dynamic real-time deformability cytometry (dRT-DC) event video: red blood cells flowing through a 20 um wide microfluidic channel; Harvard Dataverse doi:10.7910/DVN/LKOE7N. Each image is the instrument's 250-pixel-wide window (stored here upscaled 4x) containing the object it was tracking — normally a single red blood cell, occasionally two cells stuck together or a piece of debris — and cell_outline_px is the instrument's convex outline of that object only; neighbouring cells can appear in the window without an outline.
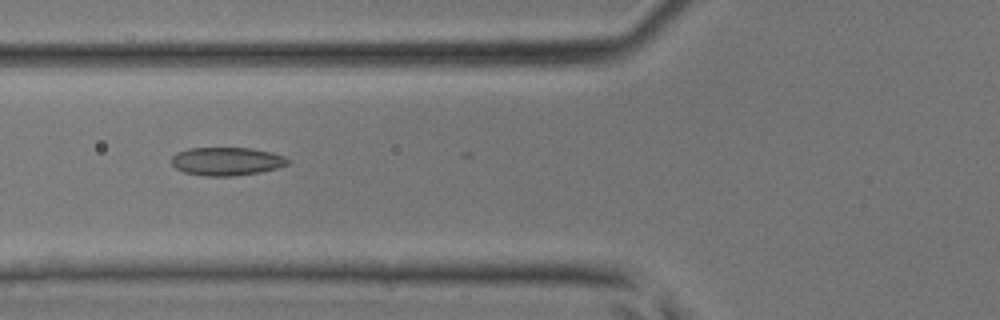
{"species": "common noctule bat (a hibernating species)", "species_latin": "Nyctalus noctula", "temperature_condition": "room temperature", "stored_images_in_passage": 36, "camera_frame_rate_fps": 3000, "um_per_image_px": 0.085, "animal": {"sex": "male", "body_mass_g": 17.9, "forearm_length_mm": 54.2}, "frame": {"image": 1, "passage_image": 17, "time_ms": 5.333, "image_size_px": [1000, 320], "cell_outline_px": [[292, 160], [288, 164], [276, 168], [260, 172], [236, 176], [204, 176], [184, 172], [176, 168], [172, 164], [172, 156], [176, 152], [188, 148], [252, 148], [272, 152], [284, 156]], "centroid_in_image_um": [19.28, 13.71], "position_along_channel_um": 106.5, "area_um2": 19.31}}
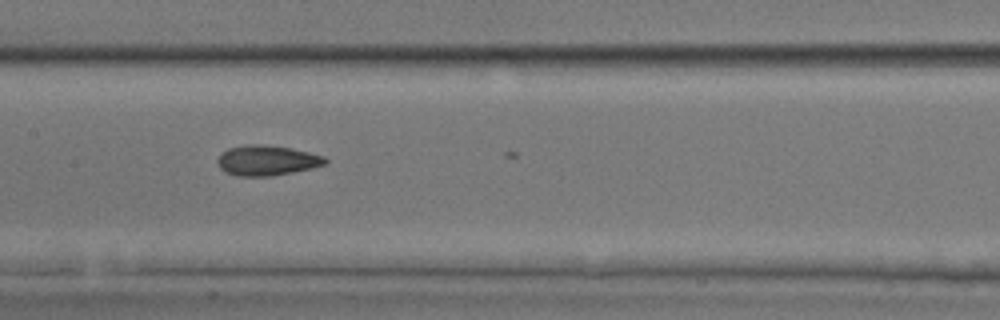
{"frame": {"image": 2, "passage_image": 22, "time_ms": 7.0, "image_size_px": [1000, 320], "cell_outline_px": [[328, 160], [324, 164], [312, 168], [272, 176], [236, 176], [224, 172], [220, 168], [216, 160], [220, 152], [228, 148], [248, 144], [260, 144], [288, 148], [308, 152], [324, 156]], "centroid_in_image_um": [22.62, 13.64], "position_along_channel_um": 184.8, "area_um2": 18.96}}
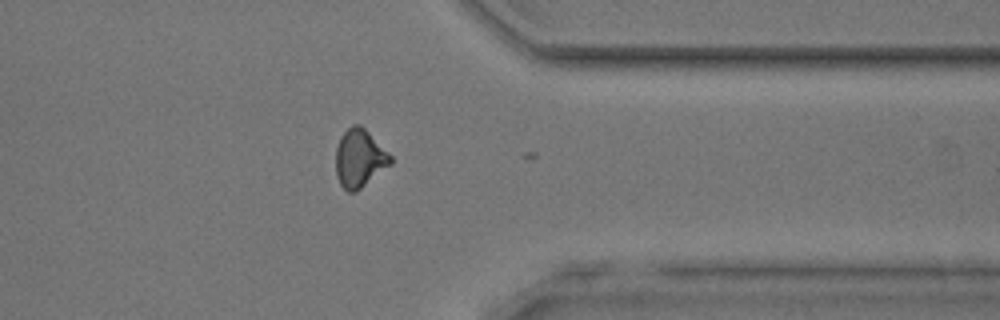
{"frame": {"image": 3, "passage_image": 35, "time_ms": 11.333, "image_size_px": [1000, 320], "cell_outline_px": [[392, 164], [356, 192], [348, 192], [340, 184], [336, 176], [336, 148], [340, 136], [352, 124], [360, 124], [392, 156]], "centroid_in_image_um": [30.55, 13.47], "position_along_channel_um": 380.8, "area_um2": 18.55}}